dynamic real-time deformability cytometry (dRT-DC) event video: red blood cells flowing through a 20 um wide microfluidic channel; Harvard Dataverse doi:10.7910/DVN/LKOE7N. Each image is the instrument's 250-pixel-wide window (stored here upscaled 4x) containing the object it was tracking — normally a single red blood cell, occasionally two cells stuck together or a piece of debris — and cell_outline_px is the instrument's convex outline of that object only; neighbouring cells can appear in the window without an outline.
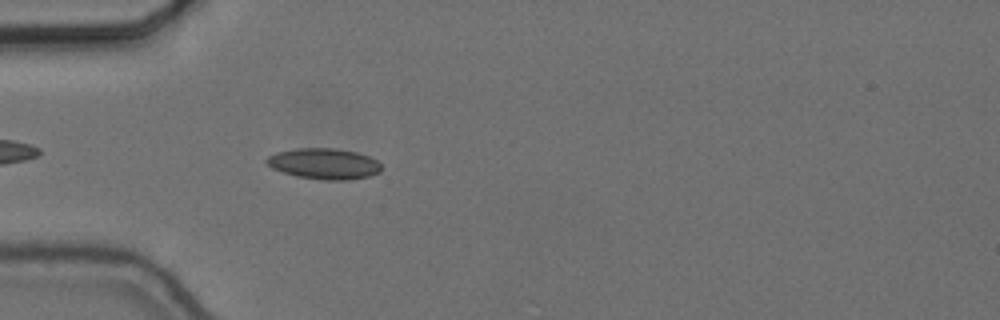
{"species": "common noctule bat (a hibernating species)", "species_latin": "Nyctalus noctula", "temperature_condition": "cold", "stored_images_in_passage": 43, "camera_frame_rate_fps": 3000, "um_per_image_px": 0.085, "animal": {"sex": "female", "body_mass_g": 24.6, "forearm_length_mm": 56.2}, "frame": {"image": 1, "passage_image": 4, "time_ms": 1.0, "image_size_px": [1000, 320], "cell_outline_px": [[384, 168], [380, 172], [368, 176], [344, 180], [324, 180], [296, 176], [272, 168], [264, 160], [268, 156], [276, 152], [296, 148], [336, 148], [356, 152], [368, 156], [376, 160]], "centroid_in_image_um": [27.55, 13.91], "position_along_channel_um": 57.5, "area_um2": 20.63}}
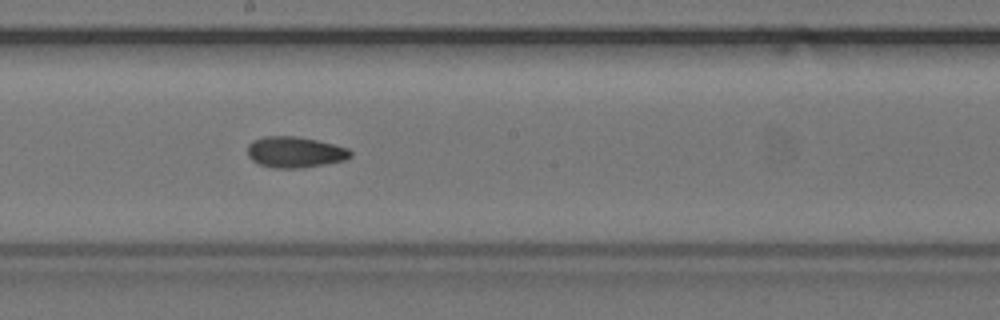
{"frame": {"image": 2, "passage_image": 18, "time_ms": 5.667, "image_size_px": [1000, 320], "cell_outline_px": [[352, 156], [344, 160], [324, 164], [300, 168], [272, 168], [260, 164], [252, 160], [248, 156], [248, 144], [252, 140], [264, 136], [296, 136], [316, 140], [348, 148], [352, 152]], "centroid_in_image_um": [25.05, 12.93], "position_along_channel_um": 223.2, "area_um2": 18.55}}
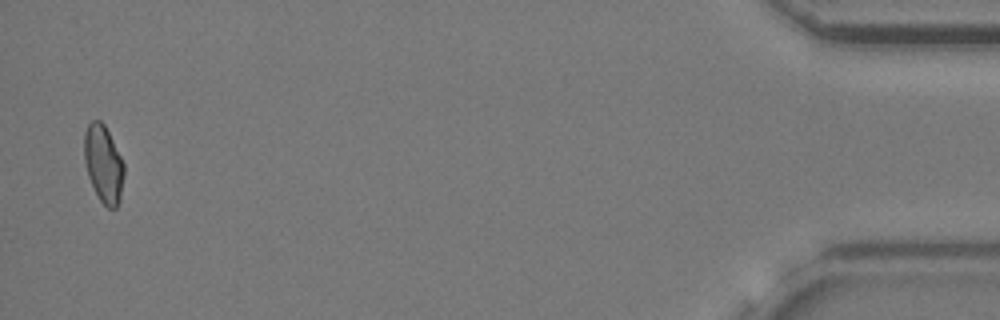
{"frame": {"image": 3, "passage_image": 42, "time_ms": 13.667, "image_size_px": [1000, 320], "cell_outline_px": [[124, 176], [120, 200], [116, 208], [108, 208], [100, 200], [88, 176], [84, 160], [84, 132], [88, 124], [92, 120], [100, 120], [104, 124], [124, 164]], "centroid_in_image_um": [8.79, 13.93], "position_along_channel_um": 426.4, "area_um2": 17.8}, "authors_computed_cell_mechanics": {"area_um2": 18.3804, "velocity_mm_per_s": 3.6607, "shape_relaxation_time_tau1_ms": 6.4696, "shape_relaxation_time_tau2_ms": 4.0983, "deformation_change_tau1": 0.1161, "deformation_change_tau2": 0.0864}}